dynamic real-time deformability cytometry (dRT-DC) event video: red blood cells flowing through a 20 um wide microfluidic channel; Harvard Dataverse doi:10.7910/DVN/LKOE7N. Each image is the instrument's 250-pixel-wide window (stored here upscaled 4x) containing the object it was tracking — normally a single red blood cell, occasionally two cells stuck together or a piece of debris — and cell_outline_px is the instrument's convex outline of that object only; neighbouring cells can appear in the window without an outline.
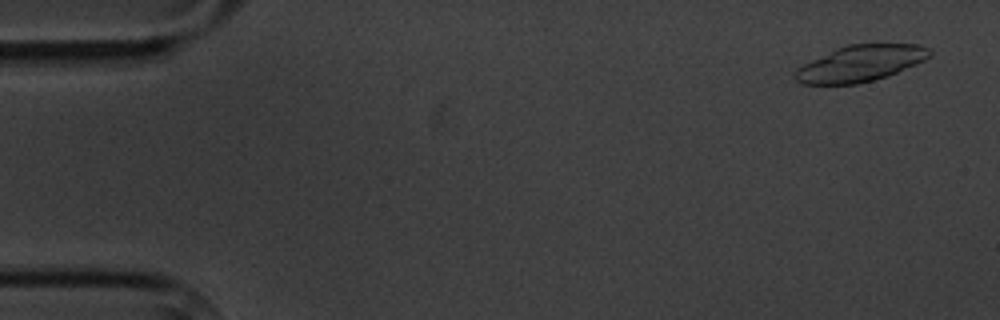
{"species": "common noctule bat (a hibernating species)", "species_latin": "Nyctalus noctula", "temperature_condition": "cold", "stored_images_in_passage": 4, "camera_frame_rate_fps": 3000, "um_per_image_px": 0.085, "animal": {"sex": "male", "body_mass_g": 20.1, "forearm_length_mm": 53.5}, "frame": {"image": 1, "passage_image": 1, "time_ms": 0.0, "image_size_px": [1000, 320], "cell_outline_px": [[932, 56], [916, 64], [888, 76], [856, 84], [800, 84], [796, 80], [792, 72], [796, 68], [836, 48], [848, 44], [920, 44], [928, 48], [932, 52]], "centroid_in_image_um": [73.13, 5.39], "position_along_channel_um": 11.9, "area_um2": 28.38}}